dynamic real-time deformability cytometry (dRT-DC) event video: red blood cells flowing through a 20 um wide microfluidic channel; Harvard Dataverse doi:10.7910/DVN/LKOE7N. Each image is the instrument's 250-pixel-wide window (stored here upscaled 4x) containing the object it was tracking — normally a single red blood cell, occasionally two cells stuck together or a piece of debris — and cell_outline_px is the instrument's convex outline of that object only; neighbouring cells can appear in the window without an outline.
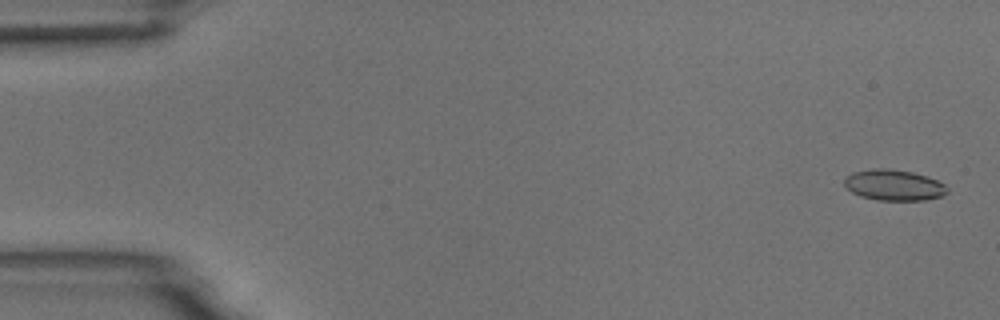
{"species": "common noctule bat (a hibernating species)", "species_latin": "Nyctalus noctula", "temperature_condition": "room temperature", "stored_images_in_passage": 55, "camera_frame_rate_fps": 3000, "um_per_image_px": 0.085, "animal": {"sex": "male", "body_mass_g": 18.8}, "frame": {"image": 1, "passage_image": 2, "time_ms": 0.333, "image_size_px": [1000, 320], "cell_outline_px": [[948, 192], [940, 196], [924, 200], [876, 200], [860, 196], [852, 192], [844, 184], [844, 180], [852, 172], [872, 168], [888, 168], [912, 172], [936, 180], [944, 184], [948, 188]], "centroid_in_image_um": [75.96, 15.73], "position_along_channel_um": 9.0, "area_um2": 18.38}}
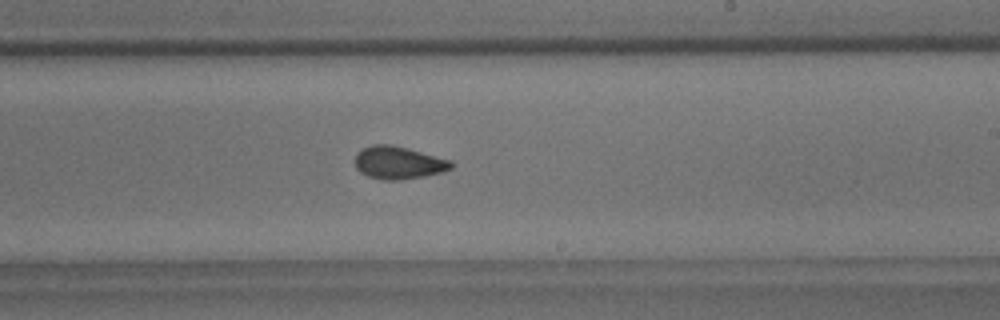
{"frame": {"image": 2, "passage_image": 33, "time_ms": 10.667, "image_size_px": [1000, 320], "cell_outline_px": [[452, 168], [444, 172], [424, 176], [400, 180], [384, 180], [368, 176], [360, 172], [356, 168], [356, 152], [360, 148], [372, 144], [392, 144], [408, 148], [452, 160]], "centroid_in_image_um": [33.87, 13.82], "position_along_channel_um": 255.1, "area_um2": 18.55}}
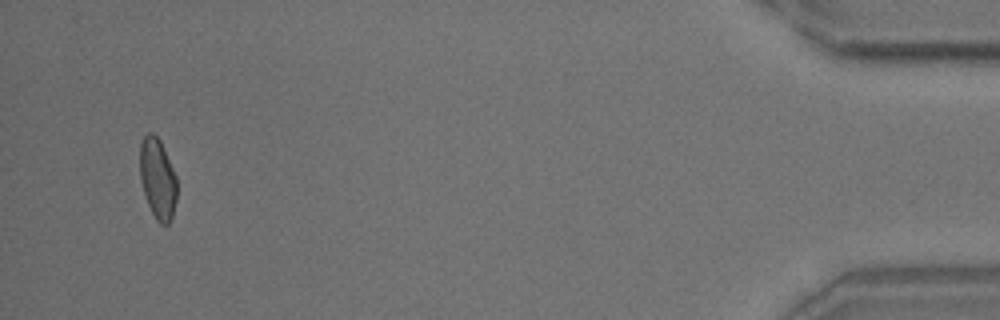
{"frame": {"image": 3, "passage_image": 53, "time_ms": 17.333, "image_size_px": [1000, 320], "cell_outline_px": [[176, 200], [172, 216], [168, 224], [160, 224], [156, 220], [148, 204], [140, 180], [140, 144], [144, 136], [148, 132], [152, 132], [160, 140], [176, 176]], "centroid_in_image_um": [13.39, 15.17], "position_along_channel_um": 421.8, "area_um2": 17.22}, "authors_computed_cell_mechanics": {"area_um2": 18.2648, "velocity_mm_per_s": 3.6871, "shape_relaxation_time_tau1_ms": 6.4707, "shape_relaxation_time_tau2_ms": 1.9735, "deformation_change_tau1": 0.1285, "deformation_change_tau2": 0.0687}}